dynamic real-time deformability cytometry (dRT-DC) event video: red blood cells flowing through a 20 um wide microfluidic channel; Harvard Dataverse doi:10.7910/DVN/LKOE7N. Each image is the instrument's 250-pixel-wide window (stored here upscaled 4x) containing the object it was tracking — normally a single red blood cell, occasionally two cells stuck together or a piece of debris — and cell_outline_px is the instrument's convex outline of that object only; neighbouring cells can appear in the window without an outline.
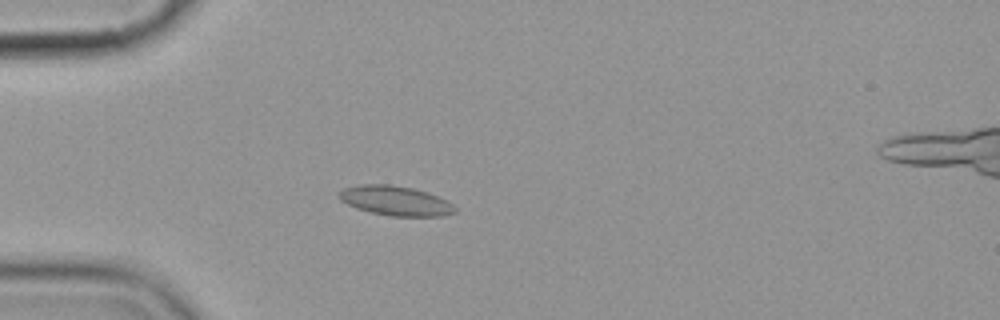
{"species": "common noctule bat (a hibernating species)", "species_latin": "Nyctalus noctula", "temperature_condition": "cold", "stored_images_in_passage": 4, "camera_frame_rate_fps": 3000, "um_per_image_px": 0.085, "animal": {"sex": "female", "body_mass_g": 19.9}, "frame": {"image": 1, "passage_image": 4, "time_ms": 3.333, "image_size_px": [1000, 320], "cell_outline_px": [[456, 212], [444, 216], [388, 216], [356, 208], [340, 200], [340, 192], [344, 188], [360, 184], [388, 184], [412, 188], [428, 192], [448, 200], [456, 208]], "centroid_in_image_um": [33.66, 17.06], "position_along_channel_um": 51.3, "area_um2": 20.0}}